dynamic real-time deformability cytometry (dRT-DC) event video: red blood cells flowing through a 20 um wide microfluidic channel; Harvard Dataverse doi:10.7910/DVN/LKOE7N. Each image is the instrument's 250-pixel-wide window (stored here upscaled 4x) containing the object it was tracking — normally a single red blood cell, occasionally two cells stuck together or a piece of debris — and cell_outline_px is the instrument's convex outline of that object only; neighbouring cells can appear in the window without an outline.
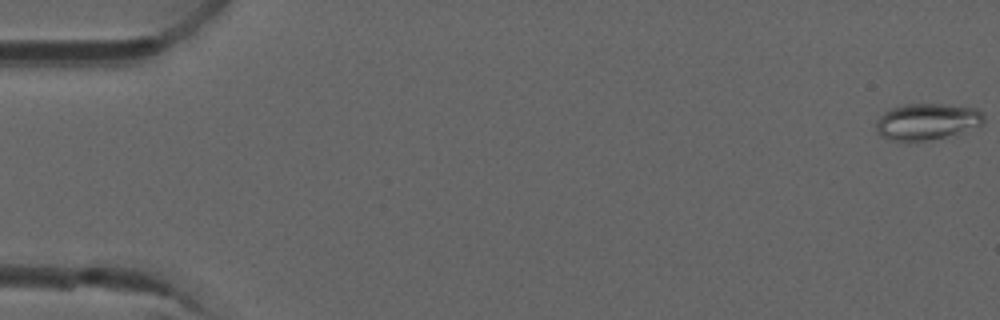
{"species": "common noctule bat (a hibernating species)", "species_latin": "Nyctalus noctula", "temperature_condition": "room temperature", "stored_images_in_passage": 14, "camera_frame_rate_fps": 3000, "um_per_image_px": 0.085, "animal": {"sex": "male", "forearm_length_mm": 52.5}, "frame": {"image": 1, "passage_image": 1, "time_ms": 0.0, "image_size_px": [1000, 320], "cell_outline_px": [[984, 124], [944, 136], [928, 140], [888, 140], [880, 136], [876, 132], [876, 120], [888, 108], [904, 104], [940, 104], [976, 108], [984, 116]], "centroid_in_image_um": [78.72, 10.32], "position_along_channel_um": 6.3, "area_um2": 22.6}}